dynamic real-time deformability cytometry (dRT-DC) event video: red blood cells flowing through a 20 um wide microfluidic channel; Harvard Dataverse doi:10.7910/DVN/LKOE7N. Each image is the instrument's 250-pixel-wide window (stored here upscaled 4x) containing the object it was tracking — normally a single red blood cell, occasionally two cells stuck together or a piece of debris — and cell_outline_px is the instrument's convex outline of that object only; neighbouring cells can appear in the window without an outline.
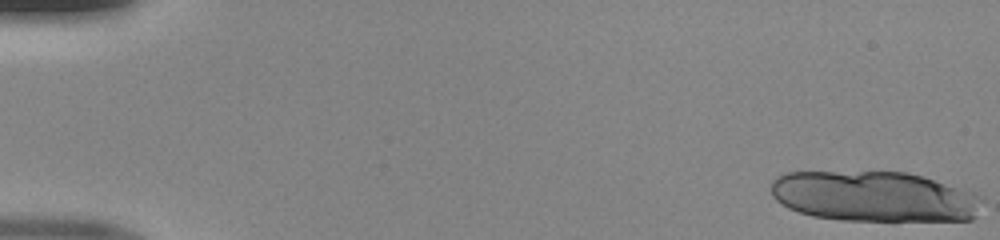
{"species": "human", "species_latin": "Homo sapiens", "temperature_condition": "room temperature", "stored_images_in_passage": 17, "camera_frame_rate_fps": 3000, "um_per_image_px": 0.085, "donor": {"sex": "male"}, "frame": {"image": 1, "passage_image": 1, "time_ms": 0.0, "image_size_px": [1000, 240], "cell_outline_px": [[984, 200], [976, 216], [972, 220], [840, 220], [812, 216], [788, 208], [776, 200], [772, 196], [772, 180], [776, 176], [788, 172], [908, 172], [924, 176], [976, 192]], "centroid_in_image_um": [74.34, 16.7], "position_along_channel_um": 10.7, "area_um2": 62.48}}